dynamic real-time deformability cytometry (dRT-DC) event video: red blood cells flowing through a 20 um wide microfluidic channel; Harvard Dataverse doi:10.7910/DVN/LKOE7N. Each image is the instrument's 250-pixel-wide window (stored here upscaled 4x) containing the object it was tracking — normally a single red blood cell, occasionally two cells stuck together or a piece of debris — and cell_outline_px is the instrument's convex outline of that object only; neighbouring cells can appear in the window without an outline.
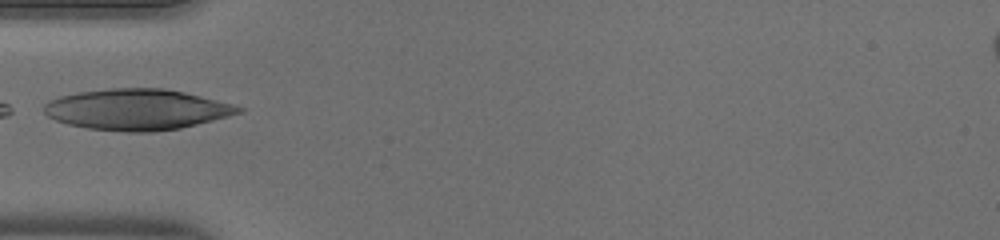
{"species": "human", "species_latin": "Homo sapiens", "temperature_condition": "warm", "stored_images_in_passage": 31, "camera_frame_rate_fps": 3000, "um_per_image_px": 0.085, "donor": {"sex": "male"}, "frame": {"image": 1, "passage_image": 1, "time_ms": 0.0, "image_size_px": [1000, 240], "cell_outline_px": [[244, 112], [180, 128], [152, 132], [128, 132], [88, 128], [68, 124], [56, 120], [48, 116], [44, 112], [44, 104], [48, 100], [60, 96], [76, 92], [112, 88], [164, 88], [184, 92], [236, 104], [244, 108]], "centroid_in_image_um": [11.65, 9.3], "position_along_channel_um": 73.4, "area_um2": 46.41}}